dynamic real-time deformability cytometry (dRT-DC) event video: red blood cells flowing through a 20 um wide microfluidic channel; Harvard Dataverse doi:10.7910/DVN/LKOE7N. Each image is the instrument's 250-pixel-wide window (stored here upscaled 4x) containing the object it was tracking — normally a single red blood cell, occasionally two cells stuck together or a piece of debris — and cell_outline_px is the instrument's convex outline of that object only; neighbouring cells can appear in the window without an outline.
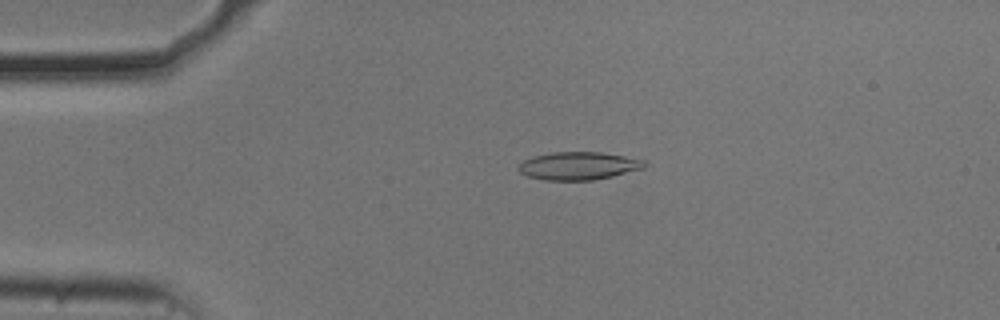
{"species": "common noctule bat (a hibernating species)", "species_latin": "Nyctalus noctula", "temperature_condition": "cold", "stored_images_in_passage": 54, "camera_frame_rate_fps": 3000, "um_per_image_px": 0.085, "animal": {"sex": "male", "body_mass_g": 20.5, "forearm_length_mm": 52.5}, "frame": {"image": 1, "passage_image": 12, "time_ms": 3.667, "image_size_px": [1000, 320], "cell_outline_px": [[648, 164], [644, 168], [612, 176], [592, 180], [544, 180], [528, 176], [520, 172], [516, 168], [524, 160], [532, 156], [552, 152], [600, 152], [624, 156], [644, 160]], "centroid_in_image_um": [49.16, 14.09], "position_along_channel_um": 35.8, "area_um2": 20.46}}
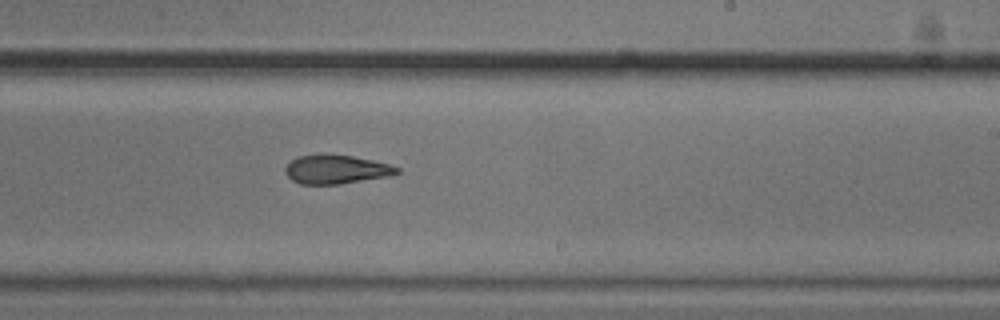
{"frame": {"image": 2, "passage_image": 33, "time_ms": 10.667, "image_size_px": [1000, 320], "cell_outline_px": [[400, 172], [388, 176], [340, 184], [300, 184], [292, 180], [284, 172], [284, 168], [296, 156], [352, 156], [372, 160], [388, 164], [400, 168]], "centroid_in_image_um": [28.57, 14.43], "position_along_channel_um": 260.4, "area_um2": 18.26}}
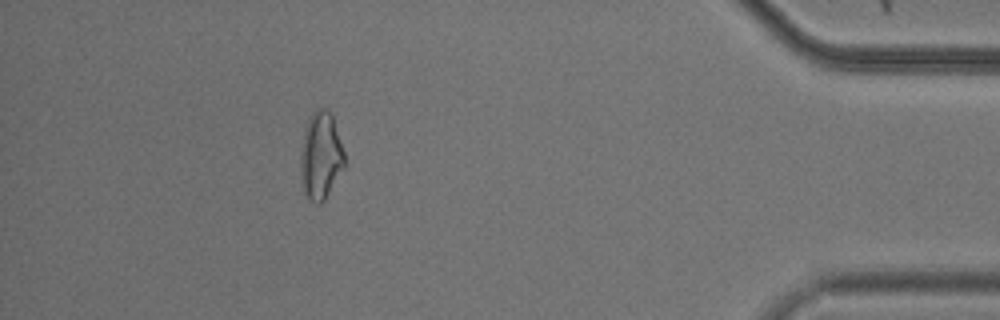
{"frame": {"image": 3, "passage_image": 49, "time_ms": 16.0, "image_size_px": [1000, 320], "cell_outline_px": [[344, 164], [324, 200], [320, 204], [316, 204], [308, 200], [304, 192], [300, 176], [300, 152], [304, 128], [308, 116], [316, 108], [324, 108], [332, 116], [344, 152]], "centroid_in_image_um": [27.21, 13.23], "position_along_channel_um": 408.0, "area_um2": 22.31}, "authors_computed_cell_mechanics": {"area_um2": 20.1433, "velocity_mm_per_s": 3.7138, "shape_relaxation_time_tau1_ms": null, "shape_relaxation_time_tau2_ms": 3.7147, "deformation_change_tau1": null, "deformation_change_tau2": 0.1262}}